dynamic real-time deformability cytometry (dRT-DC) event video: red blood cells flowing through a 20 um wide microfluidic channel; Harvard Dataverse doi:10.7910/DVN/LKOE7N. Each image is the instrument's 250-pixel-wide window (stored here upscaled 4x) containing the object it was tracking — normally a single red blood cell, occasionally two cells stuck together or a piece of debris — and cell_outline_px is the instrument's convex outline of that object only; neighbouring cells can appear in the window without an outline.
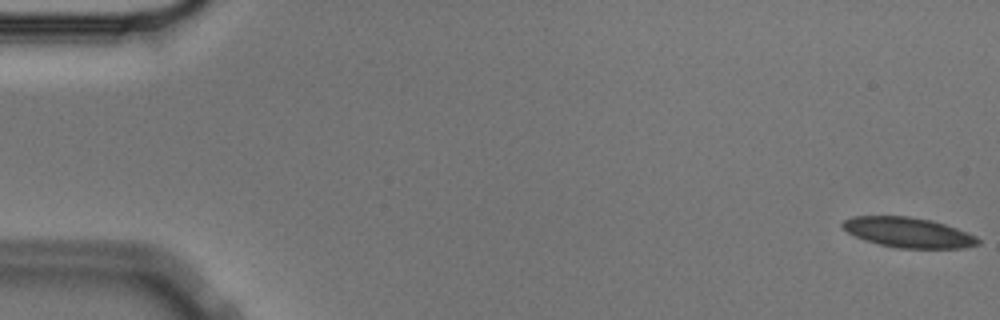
{"species": "Egyptian fruit bat (a non-hibernating species)", "species_latin": "Rousettus aegyptiacus", "temperature_condition": "cold", "stored_images_in_passage": 15, "camera_frame_rate_fps": 3000, "um_per_image_px": 0.085, "animal": {"sex": "male"}, "frame": {"image": 1, "passage_image": 1, "time_ms": 0.0, "image_size_px": [1000, 320], "cell_outline_px": [[980, 244], [964, 248], [900, 248], [880, 244], [856, 236], [848, 232], [840, 224], [844, 220], [852, 216], [908, 216], [932, 220], [968, 232], [976, 236], [980, 240]], "centroid_in_image_um": [77.24, 19.75], "position_along_channel_um": 7.8, "area_um2": 23.58}}